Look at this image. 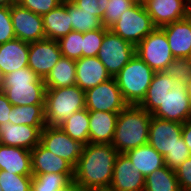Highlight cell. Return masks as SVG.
<instances>
[{
	"instance_id": "6da1fadb",
	"label": "cell",
	"mask_w": 191,
	"mask_h": 191,
	"mask_svg": "<svg viewBox=\"0 0 191 191\" xmlns=\"http://www.w3.org/2000/svg\"><path fill=\"white\" fill-rule=\"evenodd\" d=\"M119 152L112 144L84 145L76 167L74 181L85 191H107Z\"/></svg>"
},
{
	"instance_id": "7a4b0ae2",
	"label": "cell",
	"mask_w": 191,
	"mask_h": 191,
	"mask_svg": "<svg viewBox=\"0 0 191 191\" xmlns=\"http://www.w3.org/2000/svg\"><path fill=\"white\" fill-rule=\"evenodd\" d=\"M151 118L139 105H127L118 114L111 144L119 153L148 144Z\"/></svg>"
},
{
	"instance_id": "3957f363",
	"label": "cell",
	"mask_w": 191,
	"mask_h": 191,
	"mask_svg": "<svg viewBox=\"0 0 191 191\" xmlns=\"http://www.w3.org/2000/svg\"><path fill=\"white\" fill-rule=\"evenodd\" d=\"M1 90L13 106L45 105L44 80L28 66L3 76Z\"/></svg>"
},
{
	"instance_id": "277c9868",
	"label": "cell",
	"mask_w": 191,
	"mask_h": 191,
	"mask_svg": "<svg viewBox=\"0 0 191 191\" xmlns=\"http://www.w3.org/2000/svg\"><path fill=\"white\" fill-rule=\"evenodd\" d=\"M85 108V92L77 85L46 89L44 109L47 126H59L74 112Z\"/></svg>"
},
{
	"instance_id": "5b68a950",
	"label": "cell",
	"mask_w": 191,
	"mask_h": 191,
	"mask_svg": "<svg viewBox=\"0 0 191 191\" xmlns=\"http://www.w3.org/2000/svg\"><path fill=\"white\" fill-rule=\"evenodd\" d=\"M155 72L136 54L114 77L128 105H139L145 98Z\"/></svg>"
},
{
	"instance_id": "8992f818",
	"label": "cell",
	"mask_w": 191,
	"mask_h": 191,
	"mask_svg": "<svg viewBox=\"0 0 191 191\" xmlns=\"http://www.w3.org/2000/svg\"><path fill=\"white\" fill-rule=\"evenodd\" d=\"M155 28L144 5L134 4L109 29L136 46Z\"/></svg>"
},
{
	"instance_id": "52a82bcc",
	"label": "cell",
	"mask_w": 191,
	"mask_h": 191,
	"mask_svg": "<svg viewBox=\"0 0 191 191\" xmlns=\"http://www.w3.org/2000/svg\"><path fill=\"white\" fill-rule=\"evenodd\" d=\"M136 55L154 72H163L175 59L162 28L156 27L135 46Z\"/></svg>"
},
{
	"instance_id": "ba28073f",
	"label": "cell",
	"mask_w": 191,
	"mask_h": 191,
	"mask_svg": "<svg viewBox=\"0 0 191 191\" xmlns=\"http://www.w3.org/2000/svg\"><path fill=\"white\" fill-rule=\"evenodd\" d=\"M135 54L134 45L108 29L104 35L97 58L106 67L110 76L115 77Z\"/></svg>"
},
{
	"instance_id": "9c48e42d",
	"label": "cell",
	"mask_w": 191,
	"mask_h": 191,
	"mask_svg": "<svg viewBox=\"0 0 191 191\" xmlns=\"http://www.w3.org/2000/svg\"><path fill=\"white\" fill-rule=\"evenodd\" d=\"M85 105L88 111L120 113L128 104L122 97L114 77L85 91Z\"/></svg>"
},
{
	"instance_id": "30bf717a",
	"label": "cell",
	"mask_w": 191,
	"mask_h": 191,
	"mask_svg": "<svg viewBox=\"0 0 191 191\" xmlns=\"http://www.w3.org/2000/svg\"><path fill=\"white\" fill-rule=\"evenodd\" d=\"M40 144L53 154L68 161L74 168L82 155L84 145L67 135L60 126H45Z\"/></svg>"
},
{
	"instance_id": "8fae6325",
	"label": "cell",
	"mask_w": 191,
	"mask_h": 191,
	"mask_svg": "<svg viewBox=\"0 0 191 191\" xmlns=\"http://www.w3.org/2000/svg\"><path fill=\"white\" fill-rule=\"evenodd\" d=\"M154 117L185 123L191 119V105L185 89V83L177 82L166 94L162 104L151 114Z\"/></svg>"
},
{
	"instance_id": "7c38bea8",
	"label": "cell",
	"mask_w": 191,
	"mask_h": 191,
	"mask_svg": "<svg viewBox=\"0 0 191 191\" xmlns=\"http://www.w3.org/2000/svg\"><path fill=\"white\" fill-rule=\"evenodd\" d=\"M10 15L16 38L25 42H36L46 38L43 17L18 3L10 7Z\"/></svg>"
},
{
	"instance_id": "4fadbf2b",
	"label": "cell",
	"mask_w": 191,
	"mask_h": 191,
	"mask_svg": "<svg viewBox=\"0 0 191 191\" xmlns=\"http://www.w3.org/2000/svg\"><path fill=\"white\" fill-rule=\"evenodd\" d=\"M63 57L57 40L43 39L29 43L28 67L45 78Z\"/></svg>"
},
{
	"instance_id": "5bb4252c",
	"label": "cell",
	"mask_w": 191,
	"mask_h": 191,
	"mask_svg": "<svg viewBox=\"0 0 191 191\" xmlns=\"http://www.w3.org/2000/svg\"><path fill=\"white\" fill-rule=\"evenodd\" d=\"M182 127V123L152 116L148 144L165 157L175 148L178 140L182 137Z\"/></svg>"
},
{
	"instance_id": "9a60e30c",
	"label": "cell",
	"mask_w": 191,
	"mask_h": 191,
	"mask_svg": "<svg viewBox=\"0 0 191 191\" xmlns=\"http://www.w3.org/2000/svg\"><path fill=\"white\" fill-rule=\"evenodd\" d=\"M144 187L145 177L124 153H119L107 191H144Z\"/></svg>"
},
{
	"instance_id": "2e32d148",
	"label": "cell",
	"mask_w": 191,
	"mask_h": 191,
	"mask_svg": "<svg viewBox=\"0 0 191 191\" xmlns=\"http://www.w3.org/2000/svg\"><path fill=\"white\" fill-rule=\"evenodd\" d=\"M144 7L155 27H163L189 15L187 0H146Z\"/></svg>"
},
{
	"instance_id": "e0dca14e",
	"label": "cell",
	"mask_w": 191,
	"mask_h": 191,
	"mask_svg": "<svg viewBox=\"0 0 191 191\" xmlns=\"http://www.w3.org/2000/svg\"><path fill=\"white\" fill-rule=\"evenodd\" d=\"M44 127L17 125L11 122L0 124V144L32 150L40 143Z\"/></svg>"
},
{
	"instance_id": "ac0fdd59",
	"label": "cell",
	"mask_w": 191,
	"mask_h": 191,
	"mask_svg": "<svg viewBox=\"0 0 191 191\" xmlns=\"http://www.w3.org/2000/svg\"><path fill=\"white\" fill-rule=\"evenodd\" d=\"M174 58H189L191 51V15L161 27Z\"/></svg>"
},
{
	"instance_id": "d6986e66",
	"label": "cell",
	"mask_w": 191,
	"mask_h": 191,
	"mask_svg": "<svg viewBox=\"0 0 191 191\" xmlns=\"http://www.w3.org/2000/svg\"><path fill=\"white\" fill-rule=\"evenodd\" d=\"M75 61L76 85L84 92L112 78L97 56L82 57Z\"/></svg>"
},
{
	"instance_id": "ffe728a7",
	"label": "cell",
	"mask_w": 191,
	"mask_h": 191,
	"mask_svg": "<svg viewBox=\"0 0 191 191\" xmlns=\"http://www.w3.org/2000/svg\"><path fill=\"white\" fill-rule=\"evenodd\" d=\"M29 42L14 38L0 44V69L3 76L28 66Z\"/></svg>"
},
{
	"instance_id": "44dd1931",
	"label": "cell",
	"mask_w": 191,
	"mask_h": 191,
	"mask_svg": "<svg viewBox=\"0 0 191 191\" xmlns=\"http://www.w3.org/2000/svg\"><path fill=\"white\" fill-rule=\"evenodd\" d=\"M32 174L74 173V167L40 143L31 150Z\"/></svg>"
},
{
	"instance_id": "7402d4cb",
	"label": "cell",
	"mask_w": 191,
	"mask_h": 191,
	"mask_svg": "<svg viewBox=\"0 0 191 191\" xmlns=\"http://www.w3.org/2000/svg\"><path fill=\"white\" fill-rule=\"evenodd\" d=\"M119 113L89 111V143L111 144Z\"/></svg>"
},
{
	"instance_id": "603a6c76",
	"label": "cell",
	"mask_w": 191,
	"mask_h": 191,
	"mask_svg": "<svg viewBox=\"0 0 191 191\" xmlns=\"http://www.w3.org/2000/svg\"><path fill=\"white\" fill-rule=\"evenodd\" d=\"M0 168L18 175H32L31 151L0 144Z\"/></svg>"
},
{
	"instance_id": "cb8c5ba5",
	"label": "cell",
	"mask_w": 191,
	"mask_h": 191,
	"mask_svg": "<svg viewBox=\"0 0 191 191\" xmlns=\"http://www.w3.org/2000/svg\"><path fill=\"white\" fill-rule=\"evenodd\" d=\"M42 17L46 39L58 40L73 31L65 0Z\"/></svg>"
},
{
	"instance_id": "d4e9b609",
	"label": "cell",
	"mask_w": 191,
	"mask_h": 191,
	"mask_svg": "<svg viewBox=\"0 0 191 191\" xmlns=\"http://www.w3.org/2000/svg\"><path fill=\"white\" fill-rule=\"evenodd\" d=\"M176 81L164 72H155L145 98L139 104L152 114L161 104L166 94L176 85Z\"/></svg>"
},
{
	"instance_id": "484cf974",
	"label": "cell",
	"mask_w": 191,
	"mask_h": 191,
	"mask_svg": "<svg viewBox=\"0 0 191 191\" xmlns=\"http://www.w3.org/2000/svg\"><path fill=\"white\" fill-rule=\"evenodd\" d=\"M124 154L144 177L165 166L164 157L149 144L130 149Z\"/></svg>"
},
{
	"instance_id": "4316f807",
	"label": "cell",
	"mask_w": 191,
	"mask_h": 191,
	"mask_svg": "<svg viewBox=\"0 0 191 191\" xmlns=\"http://www.w3.org/2000/svg\"><path fill=\"white\" fill-rule=\"evenodd\" d=\"M43 80L46 89L76 85V61L67 57H61Z\"/></svg>"
},
{
	"instance_id": "83f0119b",
	"label": "cell",
	"mask_w": 191,
	"mask_h": 191,
	"mask_svg": "<svg viewBox=\"0 0 191 191\" xmlns=\"http://www.w3.org/2000/svg\"><path fill=\"white\" fill-rule=\"evenodd\" d=\"M59 126L72 139L83 145L89 143V111L86 108L74 112Z\"/></svg>"
},
{
	"instance_id": "f1b7e54d",
	"label": "cell",
	"mask_w": 191,
	"mask_h": 191,
	"mask_svg": "<svg viewBox=\"0 0 191 191\" xmlns=\"http://www.w3.org/2000/svg\"><path fill=\"white\" fill-rule=\"evenodd\" d=\"M45 105L13 106L9 122L17 125L45 127Z\"/></svg>"
},
{
	"instance_id": "f546056e",
	"label": "cell",
	"mask_w": 191,
	"mask_h": 191,
	"mask_svg": "<svg viewBox=\"0 0 191 191\" xmlns=\"http://www.w3.org/2000/svg\"><path fill=\"white\" fill-rule=\"evenodd\" d=\"M144 191H181L175 171L164 166L145 177Z\"/></svg>"
},
{
	"instance_id": "4dcf8cb0",
	"label": "cell",
	"mask_w": 191,
	"mask_h": 191,
	"mask_svg": "<svg viewBox=\"0 0 191 191\" xmlns=\"http://www.w3.org/2000/svg\"><path fill=\"white\" fill-rule=\"evenodd\" d=\"M67 12L73 31L84 33L103 27L101 20L95 16V12L82 11L72 1H67Z\"/></svg>"
},
{
	"instance_id": "1f68e13d",
	"label": "cell",
	"mask_w": 191,
	"mask_h": 191,
	"mask_svg": "<svg viewBox=\"0 0 191 191\" xmlns=\"http://www.w3.org/2000/svg\"><path fill=\"white\" fill-rule=\"evenodd\" d=\"M74 179V173L32 174L31 191H59Z\"/></svg>"
},
{
	"instance_id": "d6a6232c",
	"label": "cell",
	"mask_w": 191,
	"mask_h": 191,
	"mask_svg": "<svg viewBox=\"0 0 191 191\" xmlns=\"http://www.w3.org/2000/svg\"><path fill=\"white\" fill-rule=\"evenodd\" d=\"M63 57L73 60L82 58L83 33L71 31L57 40Z\"/></svg>"
},
{
	"instance_id": "836d02e7",
	"label": "cell",
	"mask_w": 191,
	"mask_h": 191,
	"mask_svg": "<svg viewBox=\"0 0 191 191\" xmlns=\"http://www.w3.org/2000/svg\"><path fill=\"white\" fill-rule=\"evenodd\" d=\"M32 175H18L0 171V188L2 191H31Z\"/></svg>"
},
{
	"instance_id": "e575fe53",
	"label": "cell",
	"mask_w": 191,
	"mask_h": 191,
	"mask_svg": "<svg viewBox=\"0 0 191 191\" xmlns=\"http://www.w3.org/2000/svg\"><path fill=\"white\" fill-rule=\"evenodd\" d=\"M133 5L134 3L131 0H106L105 12L101 20L102 25L110 28Z\"/></svg>"
},
{
	"instance_id": "d590c367",
	"label": "cell",
	"mask_w": 191,
	"mask_h": 191,
	"mask_svg": "<svg viewBox=\"0 0 191 191\" xmlns=\"http://www.w3.org/2000/svg\"><path fill=\"white\" fill-rule=\"evenodd\" d=\"M108 29L103 26L101 29L83 33L82 57H95L98 55L104 35Z\"/></svg>"
},
{
	"instance_id": "8d00e7d4",
	"label": "cell",
	"mask_w": 191,
	"mask_h": 191,
	"mask_svg": "<svg viewBox=\"0 0 191 191\" xmlns=\"http://www.w3.org/2000/svg\"><path fill=\"white\" fill-rule=\"evenodd\" d=\"M163 72L176 82L186 83L191 78V59L175 58Z\"/></svg>"
},
{
	"instance_id": "74e56055",
	"label": "cell",
	"mask_w": 191,
	"mask_h": 191,
	"mask_svg": "<svg viewBox=\"0 0 191 191\" xmlns=\"http://www.w3.org/2000/svg\"><path fill=\"white\" fill-rule=\"evenodd\" d=\"M190 156L189 148L181 137L175 148L164 157V163L168 168L175 170Z\"/></svg>"
},
{
	"instance_id": "f35d334b",
	"label": "cell",
	"mask_w": 191,
	"mask_h": 191,
	"mask_svg": "<svg viewBox=\"0 0 191 191\" xmlns=\"http://www.w3.org/2000/svg\"><path fill=\"white\" fill-rule=\"evenodd\" d=\"M63 0H18V4L35 14L43 16L61 4Z\"/></svg>"
},
{
	"instance_id": "ab89813d",
	"label": "cell",
	"mask_w": 191,
	"mask_h": 191,
	"mask_svg": "<svg viewBox=\"0 0 191 191\" xmlns=\"http://www.w3.org/2000/svg\"><path fill=\"white\" fill-rule=\"evenodd\" d=\"M16 38L11 15L10 7H0V44L6 43Z\"/></svg>"
},
{
	"instance_id": "60d3db41",
	"label": "cell",
	"mask_w": 191,
	"mask_h": 191,
	"mask_svg": "<svg viewBox=\"0 0 191 191\" xmlns=\"http://www.w3.org/2000/svg\"><path fill=\"white\" fill-rule=\"evenodd\" d=\"M181 191H191V156L175 170Z\"/></svg>"
},
{
	"instance_id": "b9f144b4",
	"label": "cell",
	"mask_w": 191,
	"mask_h": 191,
	"mask_svg": "<svg viewBox=\"0 0 191 191\" xmlns=\"http://www.w3.org/2000/svg\"><path fill=\"white\" fill-rule=\"evenodd\" d=\"M72 2L82 11L95 12V16L102 20L106 0H72Z\"/></svg>"
},
{
	"instance_id": "7bdbcfd3",
	"label": "cell",
	"mask_w": 191,
	"mask_h": 191,
	"mask_svg": "<svg viewBox=\"0 0 191 191\" xmlns=\"http://www.w3.org/2000/svg\"><path fill=\"white\" fill-rule=\"evenodd\" d=\"M12 107L5 93L0 90V124L9 122Z\"/></svg>"
},
{
	"instance_id": "ee69618b",
	"label": "cell",
	"mask_w": 191,
	"mask_h": 191,
	"mask_svg": "<svg viewBox=\"0 0 191 191\" xmlns=\"http://www.w3.org/2000/svg\"><path fill=\"white\" fill-rule=\"evenodd\" d=\"M182 138L191 153V119L183 123Z\"/></svg>"
},
{
	"instance_id": "f6af8a7d",
	"label": "cell",
	"mask_w": 191,
	"mask_h": 191,
	"mask_svg": "<svg viewBox=\"0 0 191 191\" xmlns=\"http://www.w3.org/2000/svg\"><path fill=\"white\" fill-rule=\"evenodd\" d=\"M59 191H85L82 189L74 180H72L65 187L61 188Z\"/></svg>"
},
{
	"instance_id": "bcb514c9",
	"label": "cell",
	"mask_w": 191,
	"mask_h": 191,
	"mask_svg": "<svg viewBox=\"0 0 191 191\" xmlns=\"http://www.w3.org/2000/svg\"><path fill=\"white\" fill-rule=\"evenodd\" d=\"M17 2L18 0H0V7H11Z\"/></svg>"
},
{
	"instance_id": "7dc6e473",
	"label": "cell",
	"mask_w": 191,
	"mask_h": 191,
	"mask_svg": "<svg viewBox=\"0 0 191 191\" xmlns=\"http://www.w3.org/2000/svg\"><path fill=\"white\" fill-rule=\"evenodd\" d=\"M185 89L187 91L188 98L190 100V105H191V78L188 79L187 82L185 83Z\"/></svg>"
},
{
	"instance_id": "c3c4849f",
	"label": "cell",
	"mask_w": 191,
	"mask_h": 191,
	"mask_svg": "<svg viewBox=\"0 0 191 191\" xmlns=\"http://www.w3.org/2000/svg\"><path fill=\"white\" fill-rule=\"evenodd\" d=\"M134 4H141L144 5L146 0H131Z\"/></svg>"
},
{
	"instance_id": "681fc988",
	"label": "cell",
	"mask_w": 191,
	"mask_h": 191,
	"mask_svg": "<svg viewBox=\"0 0 191 191\" xmlns=\"http://www.w3.org/2000/svg\"><path fill=\"white\" fill-rule=\"evenodd\" d=\"M187 8H188L189 15H191V0H187Z\"/></svg>"
},
{
	"instance_id": "f907efd6",
	"label": "cell",
	"mask_w": 191,
	"mask_h": 191,
	"mask_svg": "<svg viewBox=\"0 0 191 191\" xmlns=\"http://www.w3.org/2000/svg\"><path fill=\"white\" fill-rule=\"evenodd\" d=\"M2 82H3V74H2V71L0 69V90H1Z\"/></svg>"
}]
</instances>
